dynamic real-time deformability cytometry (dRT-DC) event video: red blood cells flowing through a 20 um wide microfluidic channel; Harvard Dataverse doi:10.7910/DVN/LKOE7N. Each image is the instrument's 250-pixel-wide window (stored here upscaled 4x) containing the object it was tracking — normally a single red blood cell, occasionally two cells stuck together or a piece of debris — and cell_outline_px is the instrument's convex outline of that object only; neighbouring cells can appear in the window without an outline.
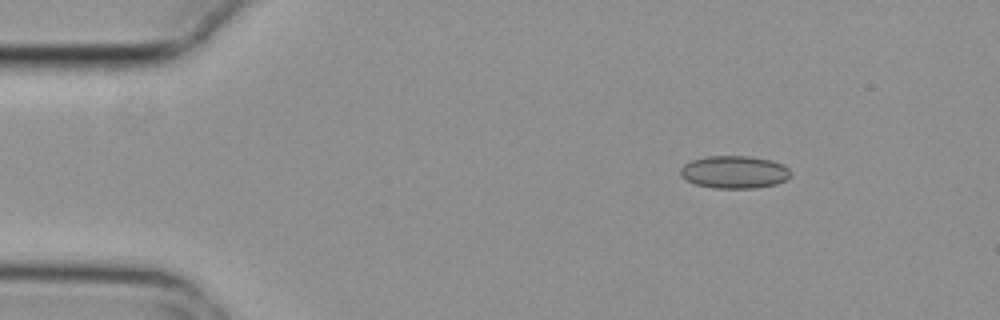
{"species": "common noctule bat (a hibernating species)", "species_latin": "Nyctalus noctula", "temperature_condition": "cold", "stored_images_in_passage": 6, "camera_frame_rate_fps": 3000, "um_per_image_px": 0.085, "animal": {"sex": "female", "body_mass_g": 29.2, "forearm_length_mm": 56.3}, "frame": {"image": 1, "passage_image": 3, "time_ms": 0.667, "image_size_px": [1000, 320], "cell_outline_px": [[792, 172], [784, 180], [776, 184], [756, 188], [712, 188], [696, 184], [680, 176], [680, 168], [684, 164], [692, 160], [708, 156], [748, 156], [768, 160], [784, 164]], "centroid_in_image_um": [62.4, 14.63], "position_along_channel_um": 22.6, "area_um2": 20.87}}
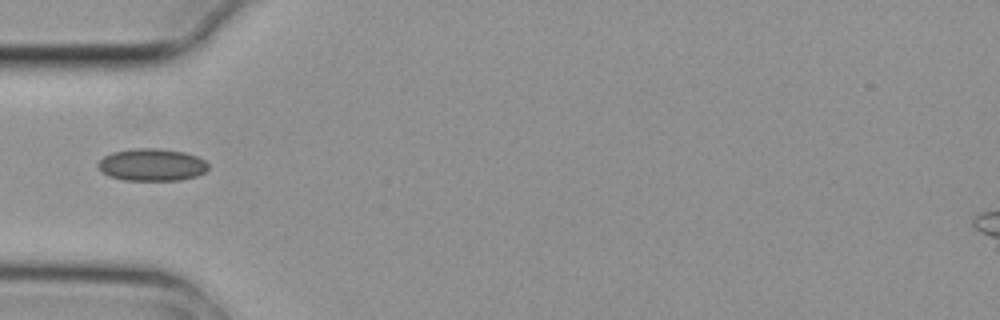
{"frame": {"image": 2, "passage_image": 6, "time_ms": 1.667, "image_size_px": [1000, 320], "cell_outline_px": [[208, 168], [204, 172], [196, 176], [180, 180], [124, 180], [108, 176], [100, 172], [96, 164], [104, 156], [112, 152], [132, 148], [160, 148], [184, 152], [196, 156], [204, 160], [208, 164]], "centroid_in_image_um": [12.86, 14.0], "position_along_channel_um": 72.1, "area_um2": 20.92}}